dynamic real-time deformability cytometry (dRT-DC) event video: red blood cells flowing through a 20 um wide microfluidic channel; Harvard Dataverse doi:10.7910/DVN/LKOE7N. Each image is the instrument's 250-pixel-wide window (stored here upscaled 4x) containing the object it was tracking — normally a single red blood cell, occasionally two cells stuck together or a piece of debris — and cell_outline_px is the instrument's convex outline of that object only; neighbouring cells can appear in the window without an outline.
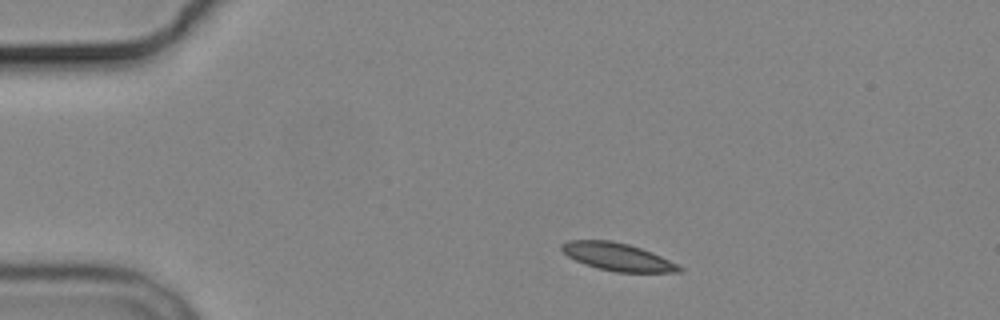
{"species": "common noctule bat (a hibernating species)", "species_latin": "Nyctalus noctula", "temperature_condition": "cold", "stored_images_in_passage": 5, "camera_frame_rate_fps": 3000, "um_per_image_px": 0.085, "animal": {"sex": "male", "body_mass_g": 19.2, "forearm_length_mm": 51.8}, "frame": {"image": 1, "passage_image": 1, "time_ms": 0.0, "image_size_px": [1000, 320], "cell_outline_px": [[684, 268], [680, 272], [616, 272], [584, 264], [568, 256], [560, 248], [560, 244], [568, 240], [612, 240], [628, 244], [652, 252]], "centroid_in_image_um": [52.47, 21.82], "position_along_channel_um": 32.5, "area_um2": 18.79}}
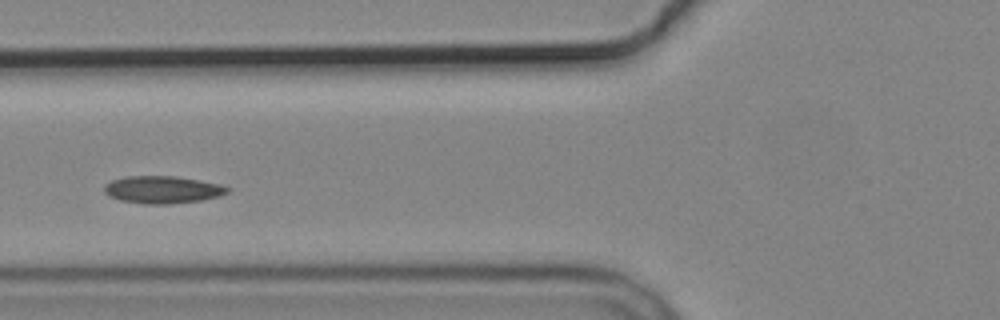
{"frame": {"image": 2, "passage_image": 4, "time_ms": 3.667, "image_size_px": [1000, 320], "cell_outline_px": [[228, 192], [220, 196], [200, 200], [168, 204], [144, 204], [120, 200], [108, 196], [104, 192], [104, 184], [112, 180], [124, 176], [176, 176], [200, 180], [220, 184], [228, 188]], "centroid_in_image_um": [13.77, 16.11], "position_along_channel_um": 112.0, "area_um2": 19.71}}
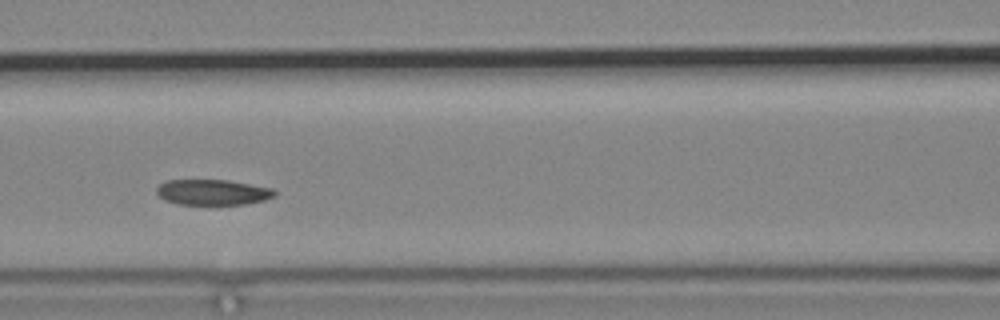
{"frame": {"image": 3, "passage_image": 5, "time_ms": 4.667, "image_size_px": [1000, 320], "cell_outline_px": [[276, 196], [264, 200], [244, 204], [176, 204], [160, 196], [156, 192], [156, 188], [164, 180], [228, 180], [272, 188], [276, 192]], "centroid_in_image_um": [18.09, 16.33], "position_along_channel_um": 148.5, "area_um2": 17.46}}